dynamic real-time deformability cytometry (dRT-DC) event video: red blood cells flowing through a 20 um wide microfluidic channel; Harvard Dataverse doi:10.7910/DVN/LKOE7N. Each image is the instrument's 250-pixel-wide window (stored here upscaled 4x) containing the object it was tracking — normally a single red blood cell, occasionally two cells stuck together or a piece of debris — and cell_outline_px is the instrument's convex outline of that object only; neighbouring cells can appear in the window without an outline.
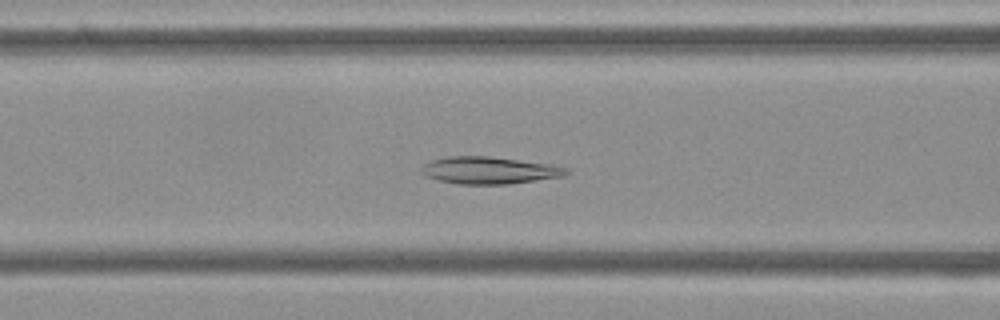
{"species": "Egyptian fruit bat (a non-hibernating species)", "species_latin": "Rousettus aegyptiacus", "temperature_condition": "cold", "stored_images_in_passage": 52, "camera_frame_rate_fps": 3000, "um_per_image_px": 0.085, "frame": {"image": 1, "passage_image": 20, "time_ms": 6.333, "image_size_px": [1000, 320], "cell_outline_px": [[572, 172], [564, 176], [508, 184], [460, 184], [440, 180], [424, 176], [420, 172], [420, 168], [424, 164], [432, 160], [448, 156], [488, 156], [552, 164], [568, 168]], "centroid_in_image_um": [41.6, 14.47], "position_along_channel_um": 125.0, "area_um2": 23.0}}
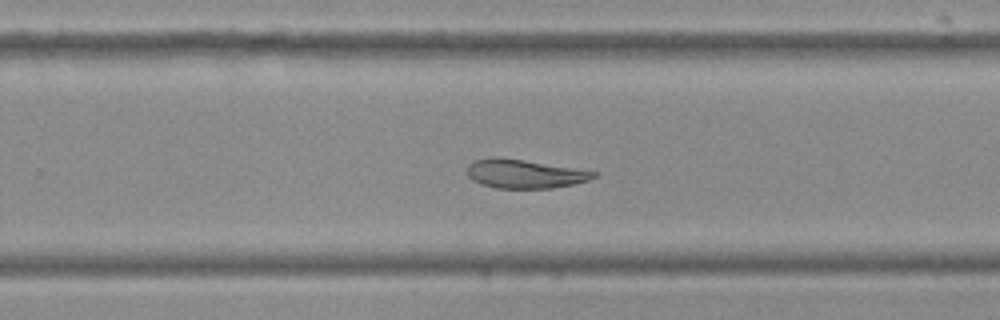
{"frame": {"image": 2, "passage_image": 33, "time_ms": 10.667, "image_size_px": [1000, 320], "cell_outline_px": [[600, 172], [596, 176], [588, 180], [572, 184], [552, 188], [496, 188], [480, 184], [472, 180], [468, 176], [468, 164], [476, 160], [496, 156], [524, 160]], "centroid_in_image_um": [44.58, 14.77], "position_along_channel_um": 285.2, "area_um2": 21.15}}
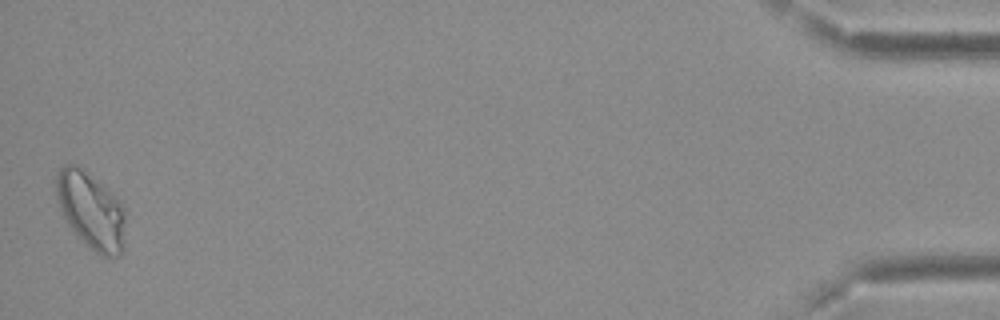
{"frame": {"image": 3, "passage_image": 52, "time_ms": 17.0, "image_size_px": [1000, 320], "cell_outline_px": [[124, 248], [120, 256], [100, 256], [68, 224], [56, 200], [56, 176], [60, 168], [64, 164], [76, 164], [112, 192], [120, 200], [124, 208]], "centroid_in_image_um": [7.75, 17.87], "position_along_channel_um": 427.5, "area_um2": 30.63}, "authors_computed_cell_mechanics": {"area_um2": 24.4783, "velocity_mm_per_s": 3.7044, "shape_relaxation_time_tau1_ms": null, "shape_relaxation_time_tau2_ms": 7.2218, "deformation_change_tau1": null, "deformation_change_tau2": 0.08}}